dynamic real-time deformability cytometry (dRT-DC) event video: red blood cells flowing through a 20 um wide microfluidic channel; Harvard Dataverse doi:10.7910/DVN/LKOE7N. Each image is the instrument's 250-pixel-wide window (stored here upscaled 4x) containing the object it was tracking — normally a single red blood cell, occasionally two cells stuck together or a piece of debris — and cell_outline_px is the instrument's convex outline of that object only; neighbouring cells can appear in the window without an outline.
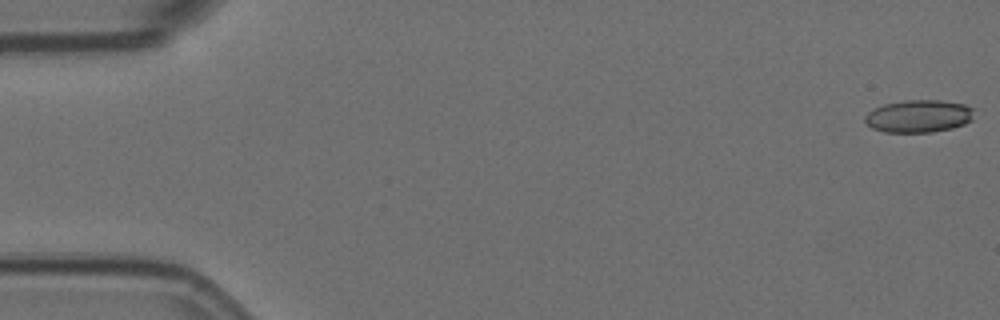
{"species": "Egyptian fruit bat (a non-hibernating species)", "species_latin": "Rousettus aegyptiacus", "temperature_condition": "room temperature", "stored_images_in_passage": 15, "camera_frame_rate_fps": 3000, "um_per_image_px": 0.085, "animal": {"sex": "female"}, "frame": {"image": 1, "passage_image": 1, "time_ms": 0.0, "image_size_px": [1000, 320], "cell_outline_px": [[972, 120], [964, 124], [952, 128], [932, 132], [884, 132], [872, 128], [864, 120], [864, 116], [872, 108], [884, 104], [904, 100], [940, 100], [964, 104], [972, 108]], "centroid_in_image_um": [78.05, 9.87], "position_along_channel_um": 6.9, "area_um2": 20.75}}
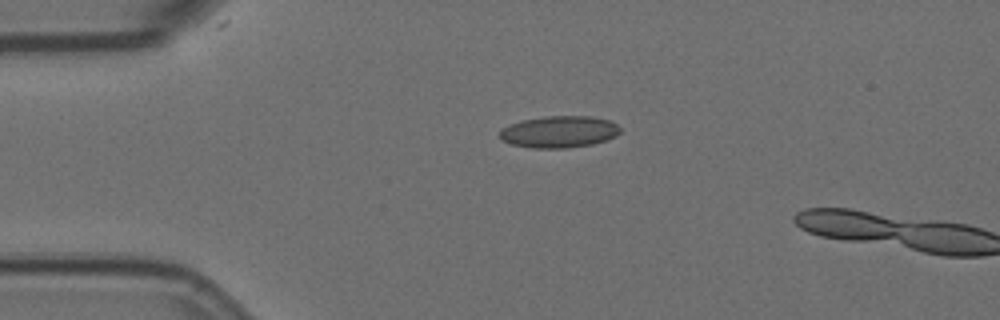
{"frame": {"image": 2, "passage_image": 13, "time_ms": 4.0, "image_size_px": [1000, 320], "cell_outline_px": [[620, 132], [616, 136], [592, 144], [568, 148], [532, 148], [512, 144], [500, 140], [496, 136], [500, 128], [520, 120], [544, 116], [592, 116], [608, 120], [616, 124], [620, 128]], "centroid_in_image_um": [47.45, 11.2], "position_along_channel_um": 37.6, "area_um2": 22.6}}